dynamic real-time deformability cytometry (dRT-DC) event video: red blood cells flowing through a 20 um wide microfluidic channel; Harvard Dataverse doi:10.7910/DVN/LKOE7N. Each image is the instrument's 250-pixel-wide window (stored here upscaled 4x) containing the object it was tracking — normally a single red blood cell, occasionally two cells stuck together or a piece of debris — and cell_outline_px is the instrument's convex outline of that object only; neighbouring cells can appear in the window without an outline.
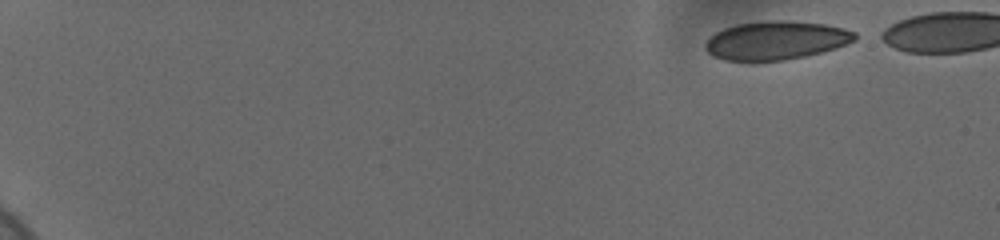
{"species": "human", "species_latin": "Homo sapiens", "temperature_condition": "cold", "stored_images_in_passage": 16, "camera_frame_rate_fps": 3000, "um_per_image_px": 0.085, "donor": {"sex": "female"}, "frame": {"image": 1, "passage_image": 1, "time_ms": 0.0, "image_size_px": [1000, 240], "cell_outline_px": [[856, 40], [820, 52], [804, 56], [784, 60], [724, 60], [708, 52], [704, 48], [704, 44], [716, 32], [724, 28], [736, 24], [764, 20], [784, 20], [824, 24], [844, 28], [856, 32]], "centroid_in_image_um": [65.95, 3.41], "position_along_channel_um": 19.1, "area_um2": 33.18}}
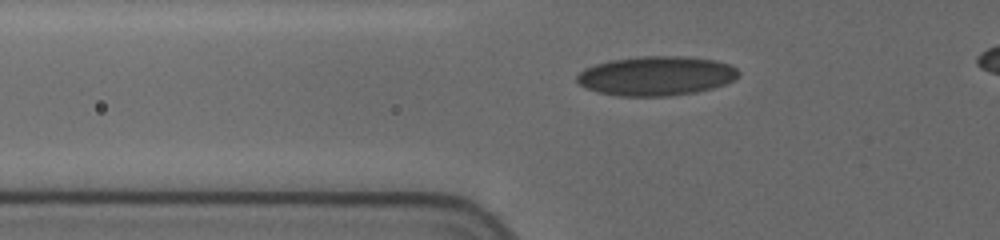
{"frame": {"image": 2, "passage_image": 12, "time_ms": 5.667, "image_size_px": [1000, 240], "cell_outline_px": [[740, 72], [732, 80], [724, 84], [712, 88], [696, 92], [668, 96], [620, 96], [600, 92], [588, 88], [580, 84], [576, 80], [576, 76], [584, 68], [608, 60], [640, 56], [684, 56], [716, 60], [728, 64], [736, 68]], "centroid_in_image_um": [55.77, 6.44], "position_along_channel_um": 70.0, "area_um2": 36.93}}
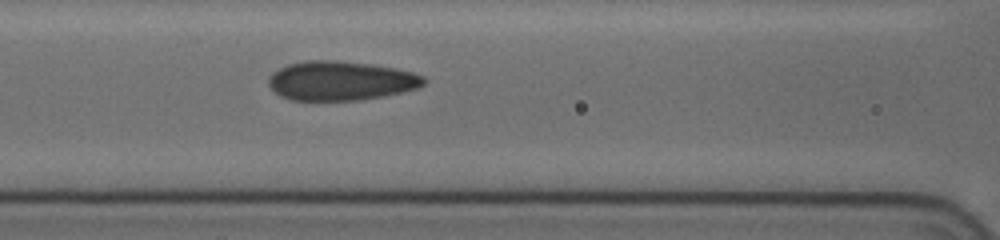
{"frame": {"image": 3, "passage_image": 16, "time_ms": 7.667, "image_size_px": [1000, 240], "cell_outline_px": [[428, 80], [424, 84], [416, 88], [384, 96], [360, 100], [292, 100], [280, 96], [268, 84], [268, 80], [272, 72], [288, 64], [308, 60], [336, 60], [372, 64], [396, 68], [412, 72], [424, 76]], "centroid_in_image_um": [28.97, 6.86], "position_along_channel_um": 137.6, "area_um2": 35.55}}